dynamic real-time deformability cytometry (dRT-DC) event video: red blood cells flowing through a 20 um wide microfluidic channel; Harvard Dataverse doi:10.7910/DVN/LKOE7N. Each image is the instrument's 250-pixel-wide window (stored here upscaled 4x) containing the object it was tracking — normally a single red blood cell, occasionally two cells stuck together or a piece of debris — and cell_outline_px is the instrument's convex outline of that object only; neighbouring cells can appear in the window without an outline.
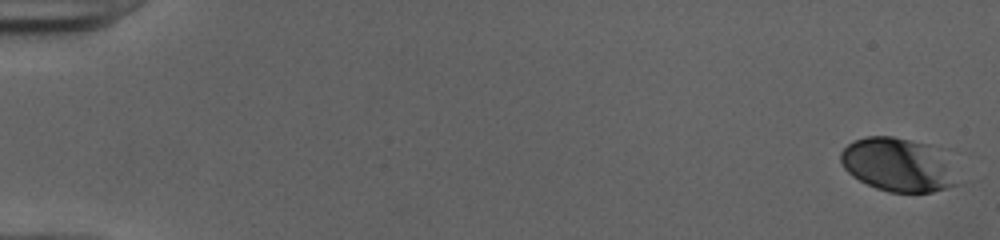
{"species": "human", "species_latin": "Homo sapiens", "temperature_condition": "cold", "stored_images_in_passage": 52, "camera_frame_rate_fps": 3000, "um_per_image_px": 0.085, "donor": {"sex": "female"}, "frame": {"image": 1, "passage_image": 1, "time_ms": 0.0, "image_size_px": [1000, 240], "cell_outline_px": [[960, 184], [932, 192], [888, 192], [876, 188], [852, 176], [844, 168], [840, 160], [840, 152], [848, 144], [856, 140], [868, 136], [892, 136], [928, 144]], "centroid_in_image_um": [76.19, 14.02], "position_along_channel_um": 8.8, "area_um2": 35.14}}
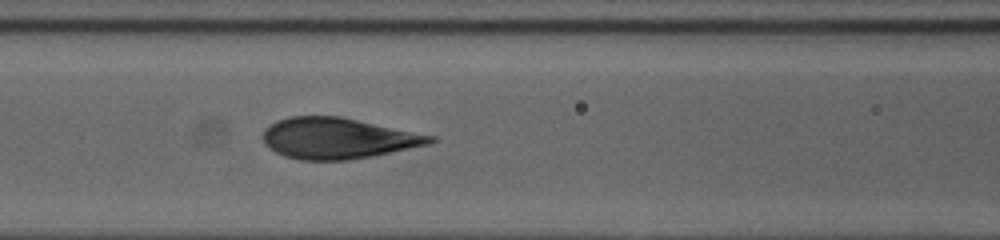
{"frame": {"image": 2, "passage_image": 24, "time_ms": 7.667, "image_size_px": [1000, 240], "cell_outline_px": [[436, 140], [428, 144], [372, 156], [348, 160], [300, 160], [284, 156], [268, 148], [264, 144], [264, 132], [272, 124], [288, 116], [340, 116], [436, 136]], "centroid_in_image_um": [28.72, 11.76], "position_along_channel_um": 137.9, "area_um2": 39.59}}
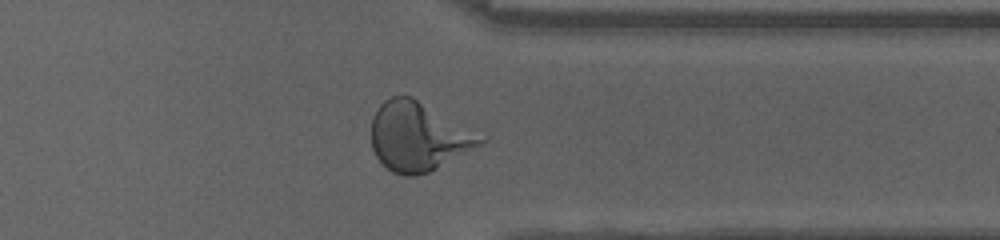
{"frame": {"image": 3, "passage_image": 42, "time_ms": 13.667, "image_size_px": [1000, 240], "cell_outline_px": [[488, 140], [428, 172], [416, 176], [404, 176], [392, 172], [376, 156], [372, 148], [372, 116], [380, 104], [384, 100], [392, 96], [412, 96], [480, 128], [488, 136]], "centroid_in_image_um": [35.66, 11.55], "position_along_channel_um": 375.7, "area_um2": 44.91}, "authors_computed_cell_mechanics": {"area_um2": 40.3155, "velocity_mm_per_s": 4.0023, "shape_relaxation_time_tau1_ms": 4.4678, "shape_relaxation_time_tau2_ms": null, "deformation_change_tau1": 0.1994, "deformation_change_tau2": null}}